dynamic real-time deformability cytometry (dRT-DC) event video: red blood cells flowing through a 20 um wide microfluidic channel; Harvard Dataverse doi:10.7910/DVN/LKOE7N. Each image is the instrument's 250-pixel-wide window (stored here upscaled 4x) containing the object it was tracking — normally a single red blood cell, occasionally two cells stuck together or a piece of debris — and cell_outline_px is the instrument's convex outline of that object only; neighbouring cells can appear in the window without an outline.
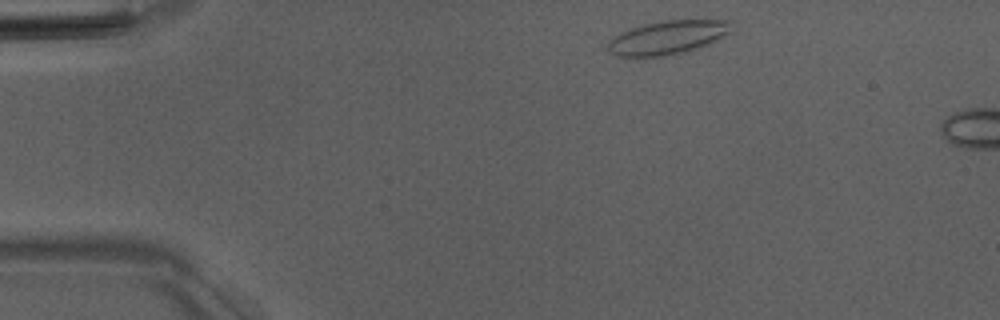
{"species": "Egyptian fruit bat (a non-hibernating species)", "species_latin": "Rousettus aegyptiacus", "temperature_condition": "room temperature", "stored_images_in_passage": 6, "camera_frame_rate_fps": 3000, "um_per_image_px": 0.085, "animal": {"sex": "male"}, "frame": {"image": 1, "passage_image": 2, "time_ms": 0.333, "image_size_px": [1000, 320], "cell_outline_px": [[736, 20], [732, 32], [700, 48], [684, 52], [664, 56], [616, 56], [608, 52], [608, 40], [620, 32], [644, 24], [660, 20]], "centroid_in_image_um": [56.81, 3.17], "position_along_channel_um": 28.2, "area_um2": 24.62}}